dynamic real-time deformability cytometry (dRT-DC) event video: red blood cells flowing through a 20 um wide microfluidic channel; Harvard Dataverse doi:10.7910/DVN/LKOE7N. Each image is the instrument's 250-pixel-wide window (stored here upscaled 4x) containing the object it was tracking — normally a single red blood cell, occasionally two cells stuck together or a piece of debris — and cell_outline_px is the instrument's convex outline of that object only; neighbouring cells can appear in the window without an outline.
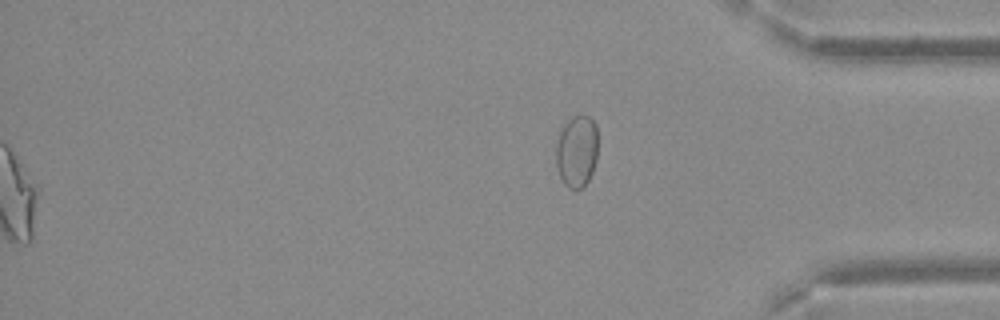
{"species": "Egyptian fruit bat (a non-hibernating species)", "species_latin": "Rousettus aegyptiacus", "temperature_condition": "warm", "stored_images_in_passage": 63, "segment_of_instrument_passage": [2, 2], "camera_frame_rate_fps": 3000, "um_per_image_px": 0.085, "frame": {"image": 1, "passage_image": 63, "time_ms": 20.667, "image_size_px": [1000, 320], "cell_outline_px": [[596, 160], [592, 172], [588, 180], [580, 188], [568, 188], [564, 184], [560, 176], [556, 164], [556, 144], [560, 128], [572, 116], [588, 116], [596, 124]], "centroid_in_image_um": [49.0, 12.83], "position_along_channel_um": 386.2, "area_um2": 17.46}}